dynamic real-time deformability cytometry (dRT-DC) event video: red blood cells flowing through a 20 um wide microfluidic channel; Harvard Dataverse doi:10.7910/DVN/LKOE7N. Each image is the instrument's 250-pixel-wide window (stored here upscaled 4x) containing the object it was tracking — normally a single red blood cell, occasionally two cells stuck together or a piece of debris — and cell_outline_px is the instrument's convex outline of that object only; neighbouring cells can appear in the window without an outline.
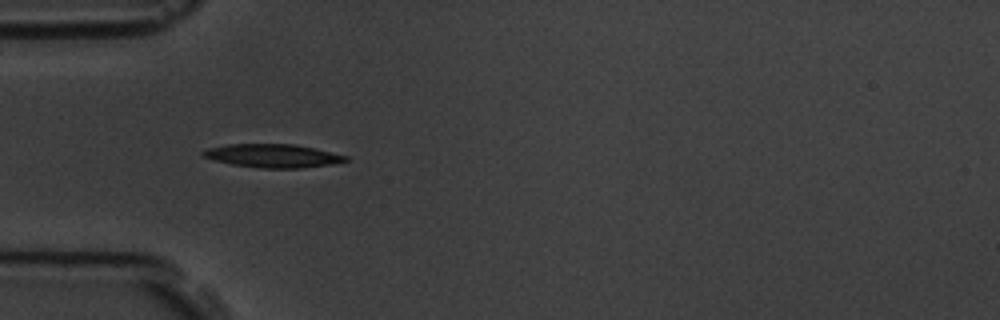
{"species": "common noctule bat (a hibernating species)", "species_latin": "Nyctalus noctula", "temperature_condition": "room temperature", "stored_images_in_passage": 6, "camera_frame_rate_fps": 3000, "um_per_image_px": 0.085, "animal": {"sex": "male", "body_mass_g": 19.5, "forearm_length_mm": 54.6}, "frame": {"image": 1, "passage_image": 4, "time_ms": 3.333, "image_size_px": [1000, 320], "cell_outline_px": [[348, 160], [332, 164], [300, 168], [260, 168], [232, 164], [200, 156], [200, 152], [208, 148], [228, 144], [292, 144], [312, 148], [348, 156]], "centroid_in_image_um": [23.14, 13.24], "position_along_channel_um": 61.9, "area_um2": 19.25}}
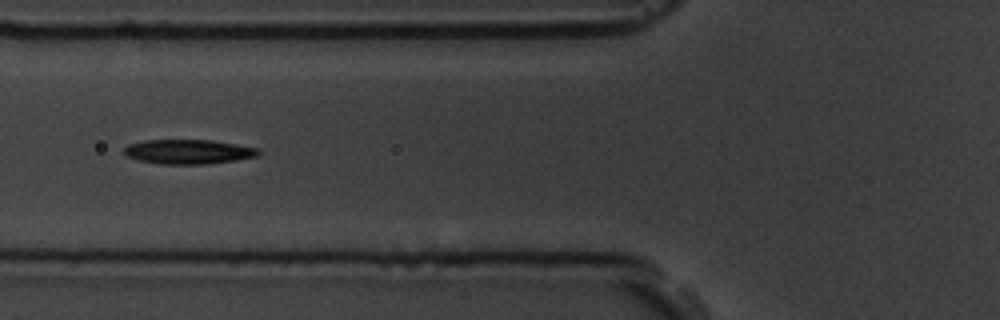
{"frame": {"image": 2, "passage_image": 5, "time_ms": 4.667, "image_size_px": [1000, 320], "cell_outline_px": [[260, 152], [256, 156], [236, 160], [208, 164], [160, 164], [140, 160], [128, 156], [124, 152], [124, 148], [128, 144], [144, 140], [208, 140], [236, 144], [260, 148]], "centroid_in_image_um": [16.02, 12.89], "position_along_channel_um": 109.8, "area_um2": 19.07}}
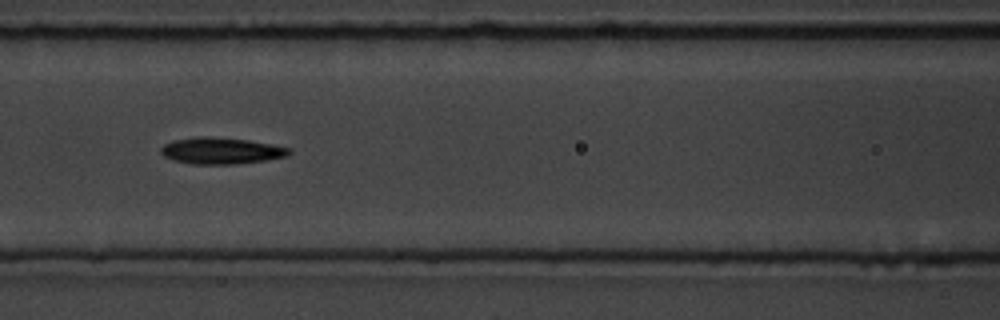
{"frame": {"image": 3, "passage_image": 6, "time_ms": 5.667, "image_size_px": [1000, 320], "cell_outline_px": [[292, 152], [288, 156], [264, 160], [236, 164], [192, 164], [172, 160], [164, 156], [160, 152], [160, 148], [164, 144], [172, 140], [196, 136], [208, 136], [248, 140], [272, 144], [292, 148]], "centroid_in_image_um": [18.79, 12.81], "position_along_channel_um": 147.8, "area_um2": 20.0}}